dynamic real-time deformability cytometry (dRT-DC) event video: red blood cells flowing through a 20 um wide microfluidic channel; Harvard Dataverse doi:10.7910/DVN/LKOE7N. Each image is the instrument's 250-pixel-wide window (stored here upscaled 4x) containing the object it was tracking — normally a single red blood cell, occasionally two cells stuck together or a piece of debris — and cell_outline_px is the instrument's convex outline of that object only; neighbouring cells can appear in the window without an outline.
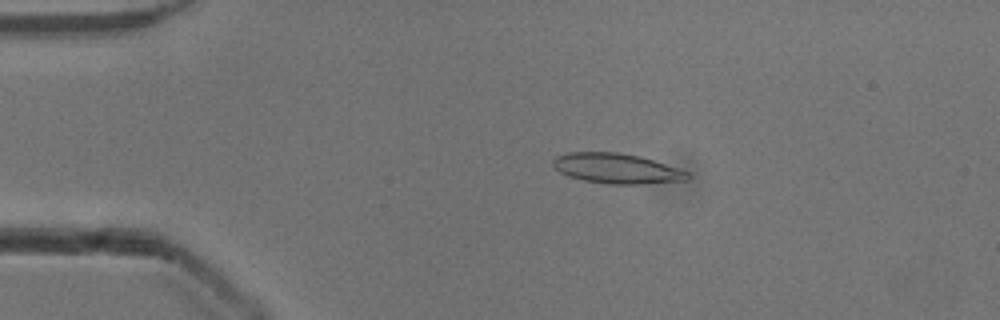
{"species": "common noctule bat (a hibernating species)", "species_latin": "Nyctalus noctula", "temperature_condition": "cold", "stored_images_in_passage": 5, "camera_frame_rate_fps": 3000, "um_per_image_px": 0.085, "animal": {"sex": "male", "body_mass_g": 13.3}, "frame": {"image": 1, "passage_image": 3, "time_ms": 0.667, "image_size_px": [1000, 320], "cell_outline_px": [[692, 176], [688, 180], [644, 184], [608, 184], [584, 180], [568, 176], [560, 172], [552, 164], [552, 160], [556, 156], [568, 152], [620, 152], [640, 156], [688, 172]], "centroid_in_image_um": [52.41, 14.32], "position_along_channel_um": 32.6, "area_um2": 23.58}}
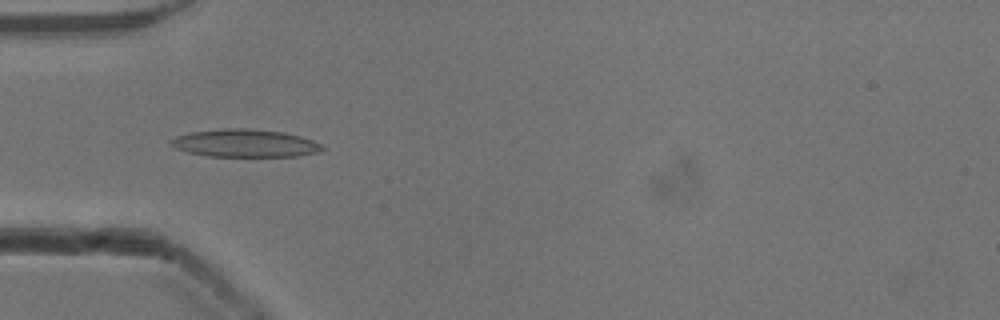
{"frame": {"image": 2, "passage_image": 4, "time_ms": 1.0, "image_size_px": [1000, 320], "cell_outline_px": [[328, 148], [316, 152], [300, 156], [208, 156], [188, 152], [176, 148], [168, 140], [176, 136], [192, 132], [224, 128], [244, 128], [284, 132], [300, 136], [324, 144]], "centroid_in_image_um": [20.87, 12.17], "position_along_channel_um": 64.1, "area_um2": 24.51}}
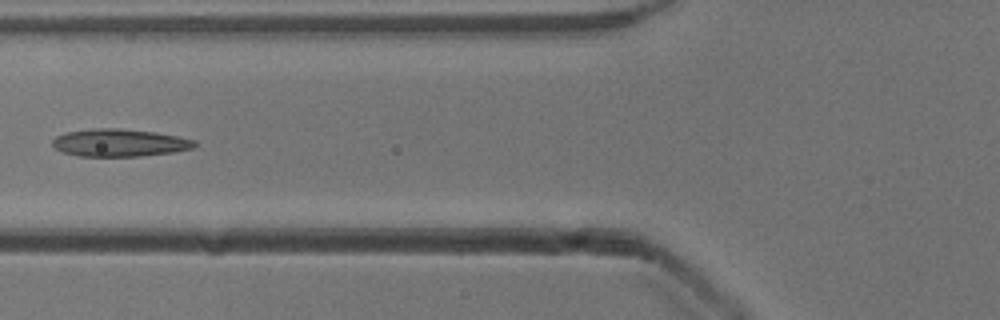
{"frame": {"image": 3, "passage_image": 5, "time_ms": 1.333, "image_size_px": [1000, 320], "cell_outline_px": [[196, 144], [192, 148], [172, 152], [140, 156], [80, 156], [64, 152], [56, 148], [52, 144], [52, 140], [56, 136], [64, 132], [92, 128], [120, 128], [156, 132], [196, 140]], "centroid_in_image_um": [10.13, 12.12], "position_along_channel_um": 115.7, "area_um2": 22.77}}